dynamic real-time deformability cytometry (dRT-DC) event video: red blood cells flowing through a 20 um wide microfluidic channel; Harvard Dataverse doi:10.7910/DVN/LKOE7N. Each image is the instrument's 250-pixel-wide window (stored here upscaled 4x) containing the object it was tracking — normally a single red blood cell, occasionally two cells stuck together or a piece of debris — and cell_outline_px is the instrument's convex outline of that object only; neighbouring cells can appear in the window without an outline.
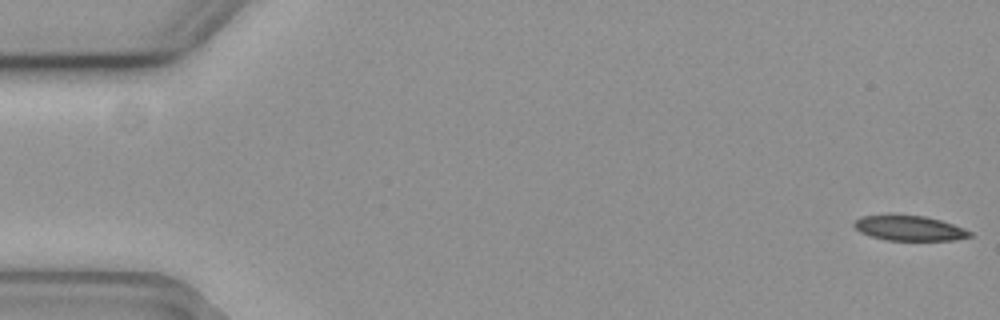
{"species": "common noctule bat (a hibernating species)", "species_latin": "Nyctalus noctula", "temperature_condition": "cold", "stored_images_in_passage": 18, "camera_frame_rate_fps": 3000, "um_per_image_px": 0.085, "animal": {"sex": "female", "body_mass_g": 19.3, "forearm_length_mm": 54.1}, "frame": {"image": 1, "passage_image": 1, "time_ms": 0.0, "image_size_px": [1000, 320], "cell_outline_px": [[972, 236], [952, 240], [888, 240], [872, 236], [860, 232], [852, 224], [860, 216], [924, 216], [940, 220], [964, 228], [972, 232]], "centroid_in_image_um": [77.31, 19.41], "position_along_channel_um": 7.7, "area_um2": 16.42}}
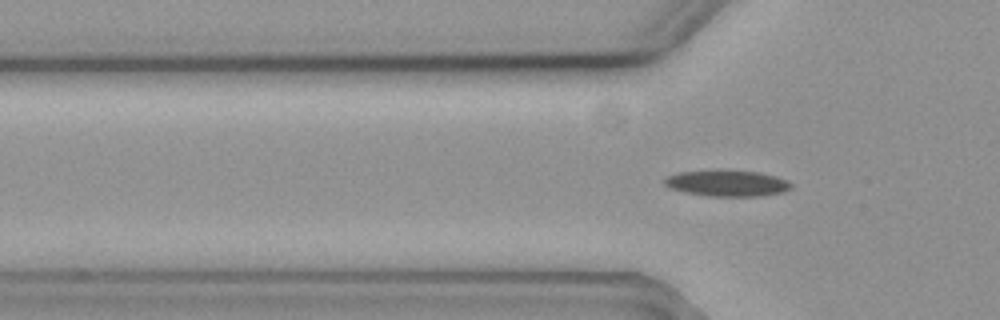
{"frame": {"image": 2, "passage_image": 18, "time_ms": 5.667, "image_size_px": [1000, 320], "cell_outline_px": [[792, 188], [784, 192], [760, 196], [708, 196], [684, 192], [668, 188], [664, 184], [664, 180], [668, 176], [676, 172], [720, 168], [728, 168], [760, 172], [776, 176], [792, 184]], "centroid_in_image_um": [61.77, 15.54], "position_along_channel_um": 64.0, "area_um2": 20.06}}